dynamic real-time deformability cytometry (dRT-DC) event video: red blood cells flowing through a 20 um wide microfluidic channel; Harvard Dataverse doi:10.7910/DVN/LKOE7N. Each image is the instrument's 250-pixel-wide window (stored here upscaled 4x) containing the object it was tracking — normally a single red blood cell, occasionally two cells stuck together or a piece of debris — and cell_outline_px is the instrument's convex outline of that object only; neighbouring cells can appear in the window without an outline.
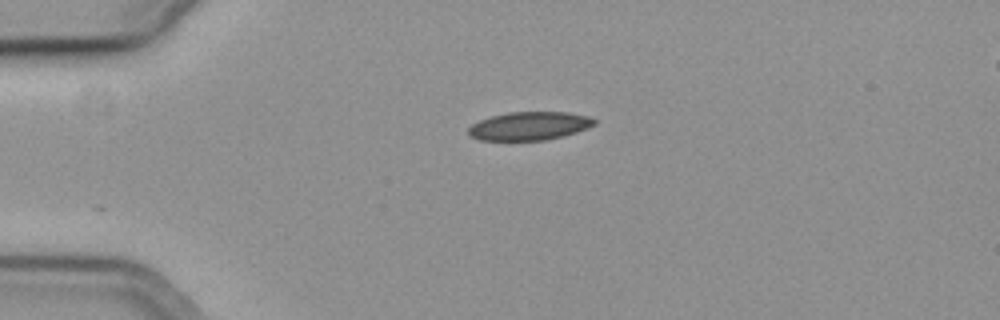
{"species": "common noctule bat (a hibernating species)", "species_latin": "Nyctalus noctula", "temperature_condition": "cold", "stored_images_in_passage": 31, "camera_frame_rate_fps": 3000, "um_per_image_px": 0.085, "animal": {"sex": "female", "body_mass_g": 19.3, "forearm_length_mm": 54.1}, "frame": {"image": 1, "passage_image": 1, "time_ms": 0.0, "image_size_px": [1000, 320], "cell_outline_px": [[596, 124], [588, 128], [564, 136], [544, 140], [480, 140], [468, 136], [468, 128], [472, 124], [480, 120], [492, 116], [508, 112], [568, 112], [588, 116], [596, 120]], "centroid_in_image_um": [45.0, 10.71], "position_along_channel_um": 40.0, "area_um2": 20.87}}
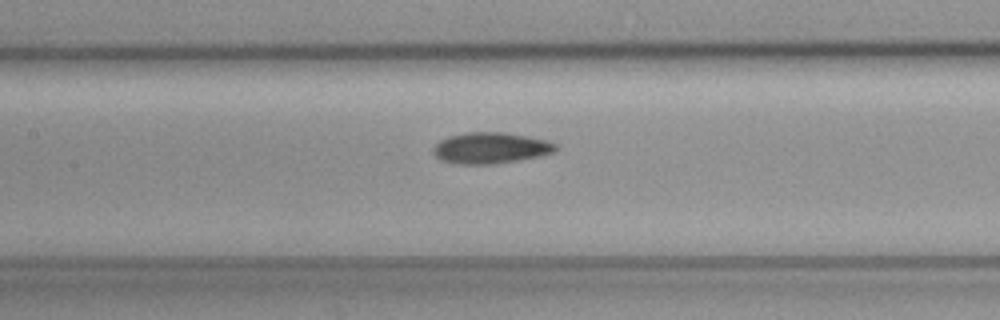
{"frame": {"image": 2, "passage_image": 14, "time_ms": 4.333, "image_size_px": [1000, 320], "cell_outline_px": [[556, 148], [552, 152], [540, 156], [492, 164], [460, 164], [440, 160], [432, 152], [432, 148], [440, 140], [448, 136], [468, 132], [504, 132], [528, 136], [548, 140], [556, 144]], "centroid_in_image_um": [41.67, 12.57], "position_along_channel_um": 165.7, "area_um2": 22.14}}
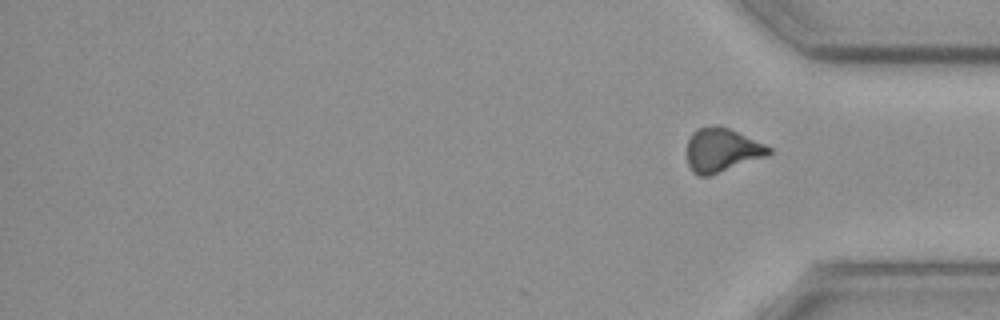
{"frame": {"image": 3, "passage_image": 31, "time_ms": 10.0, "image_size_px": [1000, 320], "cell_outline_px": [[772, 152], [768, 156], [708, 176], [700, 176], [692, 172], [688, 164], [688, 140], [692, 132], [696, 128], [716, 124], [728, 128], [764, 144], [772, 148]], "centroid_in_image_um": [61.35, 12.75], "position_along_channel_um": 373.8, "area_um2": 20.87}, "authors_computed_cell_mechanics": {"area_um2": 21.1548, "velocity_mm_per_s": 3.704, "shape_relaxation_time_tau1_ms": 8.2351, "shape_relaxation_time_tau2_ms": 11.028, "deformation_change_tau1": 0.1248, "deformation_change_tau2": 0.1761}}